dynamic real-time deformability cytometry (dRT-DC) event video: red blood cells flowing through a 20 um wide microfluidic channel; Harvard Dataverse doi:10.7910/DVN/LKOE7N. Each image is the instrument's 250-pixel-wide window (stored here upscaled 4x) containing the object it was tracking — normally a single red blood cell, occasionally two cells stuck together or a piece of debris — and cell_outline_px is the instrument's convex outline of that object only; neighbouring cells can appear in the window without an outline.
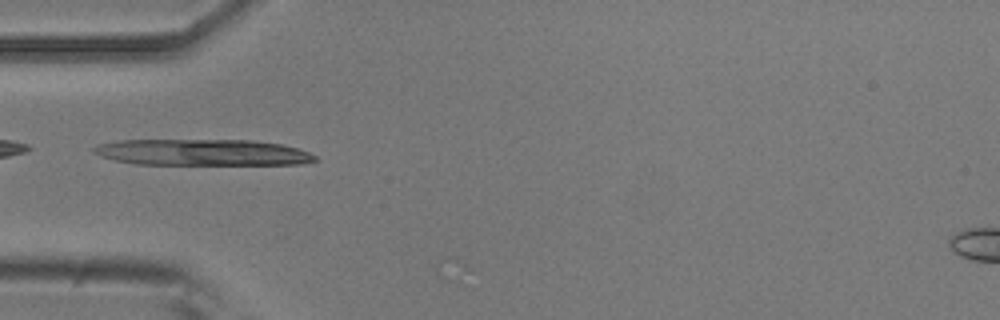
{"species": "common noctule bat (a hibernating species)", "species_latin": "Nyctalus noctula", "temperature_condition": "room temperature", "stored_images_in_passage": 13, "camera_frame_rate_fps": 3000, "um_per_image_px": 0.085, "animal": {"sex": "male", "body_mass_g": 20.5, "forearm_length_mm": 52.5}, "frame": {"image": 1, "passage_image": 1, "time_ms": 0.0, "image_size_px": [1000, 320], "cell_outline_px": [[316, 160], [300, 164], [136, 164], [116, 160], [100, 156], [92, 152], [92, 148], [100, 144], [120, 140], [252, 140], [280, 144], [296, 148], [308, 152], [316, 156]], "centroid_in_image_um": [17.18, 12.95], "position_along_channel_um": 67.8, "area_um2": 33.64}}